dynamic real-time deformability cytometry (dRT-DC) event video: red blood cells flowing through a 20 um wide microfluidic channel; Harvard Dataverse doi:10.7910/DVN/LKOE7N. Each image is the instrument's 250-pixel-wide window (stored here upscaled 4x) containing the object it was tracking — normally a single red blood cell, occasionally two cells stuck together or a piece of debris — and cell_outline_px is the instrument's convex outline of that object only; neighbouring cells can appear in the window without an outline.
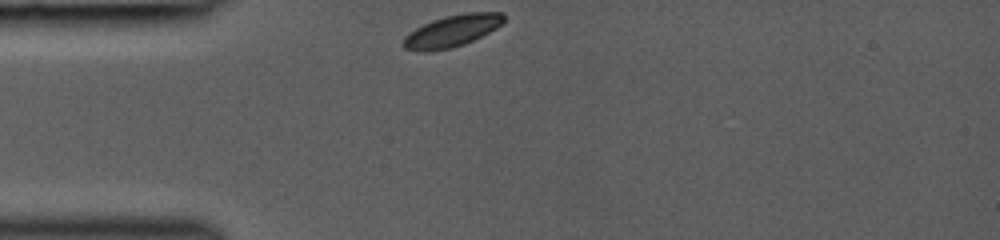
{"species": "common noctule bat (a hibernating species)", "species_latin": "Nyctalus noctula", "temperature_condition": "room temperature", "stored_images_in_passage": 28, "camera_frame_rate_fps": 3000, "um_per_image_px": 0.085, "animal": {"sex": "female", "body_mass_g": 19.0, "forearm_length_mm": 53.3}, "frame": {"image": 1, "passage_image": 1, "time_ms": 0.0, "image_size_px": [1000, 240], "cell_outline_px": [[504, 20], [496, 28], [464, 44], [452, 48], [432, 52], [420, 52], [404, 48], [404, 36], [416, 28], [432, 20], [444, 16], [464, 12], [500, 12], [504, 16]], "centroid_in_image_um": [38.39, 2.64], "position_along_channel_um": 46.6, "area_um2": 18.55}}
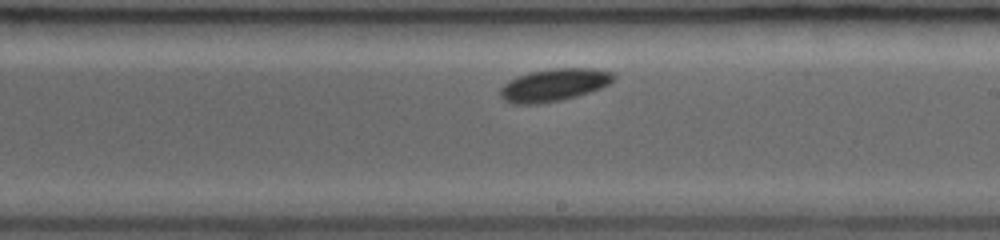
{"frame": {"image": 2, "passage_image": 16, "time_ms": 5.0, "image_size_px": [1000, 240], "cell_outline_px": [[616, 76], [608, 84], [600, 88], [576, 96], [560, 100], [540, 104], [512, 104], [504, 100], [500, 96], [500, 88], [508, 80], [528, 72], [552, 68], [592, 68], [612, 72]], "centroid_in_image_um": [47.05, 7.22], "position_along_channel_um": 242.0, "area_um2": 21.5}}
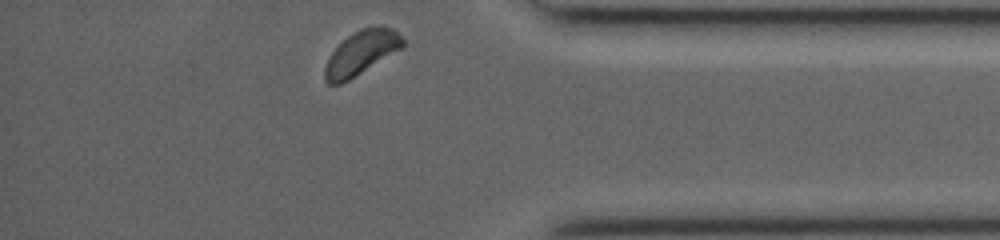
{"frame": {"image": 3, "passage_image": 28, "time_ms": 9.0, "image_size_px": [1000, 240], "cell_outline_px": [[404, 44], [400, 48], [348, 80], [340, 84], [328, 84], [324, 80], [324, 68], [328, 56], [348, 36], [360, 28], [380, 24], [392, 28], [404, 40]], "centroid_in_image_um": [30.67, 4.46], "position_along_channel_um": 404.5, "area_um2": 19.59}}